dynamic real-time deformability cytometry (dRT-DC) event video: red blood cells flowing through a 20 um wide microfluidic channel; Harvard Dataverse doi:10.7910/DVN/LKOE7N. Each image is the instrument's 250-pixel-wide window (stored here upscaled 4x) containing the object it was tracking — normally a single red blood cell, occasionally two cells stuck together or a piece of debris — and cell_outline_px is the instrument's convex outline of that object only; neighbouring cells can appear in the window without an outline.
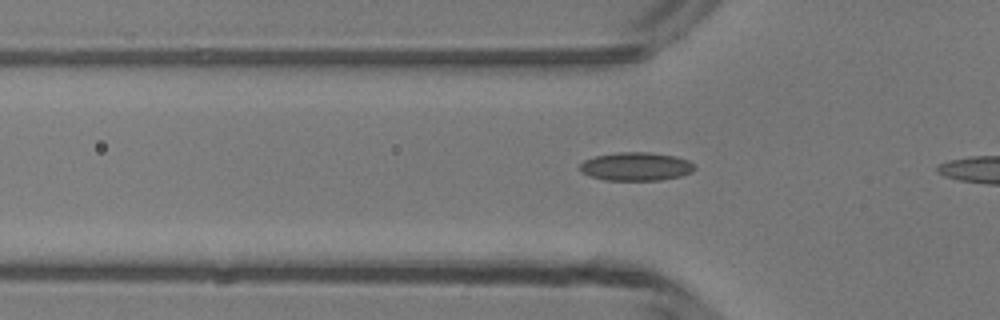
{"species": "common noctule bat (a hibernating species)", "species_latin": "Nyctalus noctula", "temperature_condition": "room temperature", "stored_images_in_passage": 9, "camera_frame_rate_fps": 3000, "um_per_image_px": 0.085, "animal": {"sex": "male", "body_mass_g": 13.3}, "frame": {"image": 1, "passage_image": 7, "time_ms": 2.0, "image_size_px": [1000, 320], "cell_outline_px": [[696, 168], [692, 172], [680, 176], [660, 180], [604, 180], [588, 176], [580, 172], [580, 164], [584, 160], [596, 156], [616, 152], [648, 152], [676, 156], [688, 160]], "centroid_in_image_um": [54.04, 14.15], "position_along_channel_um": 71.8, "area_um2": 19.07}}